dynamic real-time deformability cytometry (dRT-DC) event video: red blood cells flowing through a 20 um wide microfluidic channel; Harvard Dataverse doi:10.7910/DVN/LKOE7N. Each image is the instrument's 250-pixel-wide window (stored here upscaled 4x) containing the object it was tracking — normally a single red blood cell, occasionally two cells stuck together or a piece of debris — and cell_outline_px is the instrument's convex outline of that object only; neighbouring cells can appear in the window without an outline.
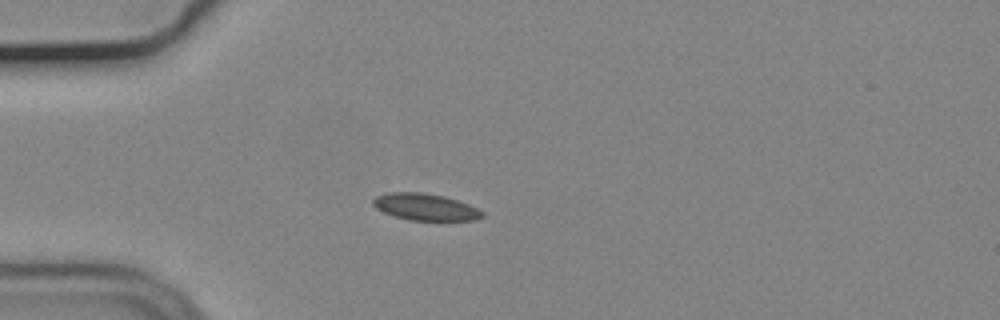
{"species": "common noctule bat (a hibernating species)", "species_latin": "Nyctalus noctula", "temperature_condition": "cold", "stored_images_in_passage": 41, "camera_frame_rate_fps": 3000, "um_per_image_px": 0.085, "animal": {"sex": "male", "body_mass_g": 19.2, "forearm_length_mm": 51.8}, "frame": {"image": 1, "passage_image": 1, "time_ms": 0.0, "image_size_px": [1000, 320], "cell_outline_px": [[484, 216], [476, 220], [408, 220], [384, 212], [376, 208], [372, 204], [372, 200], [376, 196], [388, 192], [420, 192], [444, 196], [468, 204], [484, 212]], "centroid_in_image_um": [36.14, 17.59], "position_along_channel_um": 48.9, "area_um2": 16.94}}
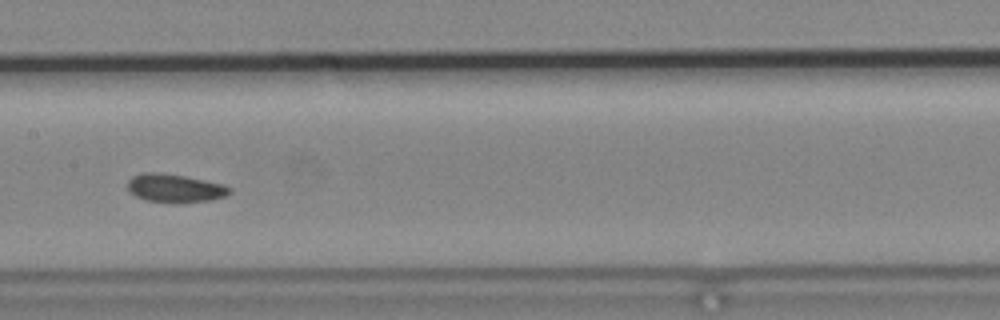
{"frame": {"image": 2, "passage_image": 14, "time_ms": 4.333, "image_size_px": [1000, 320], "cell_outline_px": [[232, 192], [224, 196], [212, 200], [144, 200], [128, 192], [128, 180], [132, 176], [144, 172], [156, 172], [184, 176], [224, 184], [232, 188]], "centroid_in_image_um": [14.85, 15.95], "position_along_channel_um": 192.6, "area_um2": 16.18}}
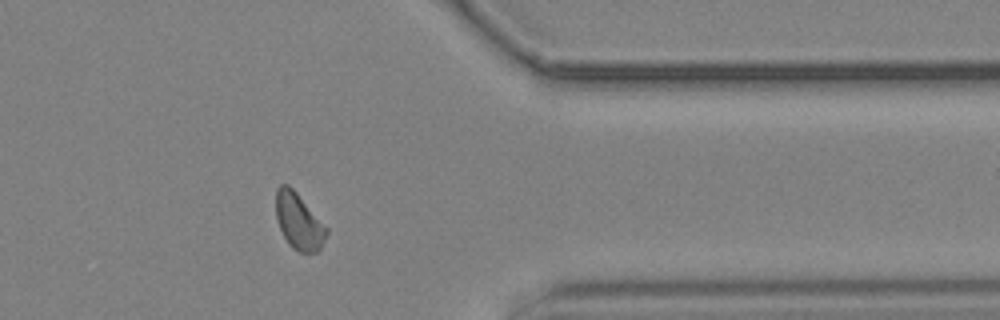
{"frame": {"image": 3, "passage_image": 31, "time_ms": 10.0, "image_size_px": [1000, 320], "cell_outline_px": [[328, 232], [320, 248], [316, 252], [300, 252], [292, 248], [288, 244], [276, 220], [276, 188], [280, 184], [288, 184], [296, 192], [328, 228]], "centroid_in_image_um": [25.38, 18.81], "position_along_channel_um": 386.0, "area_um2": 16.47}, "authors_computed_cell_mechanics": {"area_um2": 16.473, "velocity_mm_per_s": 3.6836, "shape_relaxation_time_tau1_ms": null, "shape_relaxation_time_tau2_ms": 4.048, "deformation_change_tau1": null, "deformation_change_tau2": 0.0714}}